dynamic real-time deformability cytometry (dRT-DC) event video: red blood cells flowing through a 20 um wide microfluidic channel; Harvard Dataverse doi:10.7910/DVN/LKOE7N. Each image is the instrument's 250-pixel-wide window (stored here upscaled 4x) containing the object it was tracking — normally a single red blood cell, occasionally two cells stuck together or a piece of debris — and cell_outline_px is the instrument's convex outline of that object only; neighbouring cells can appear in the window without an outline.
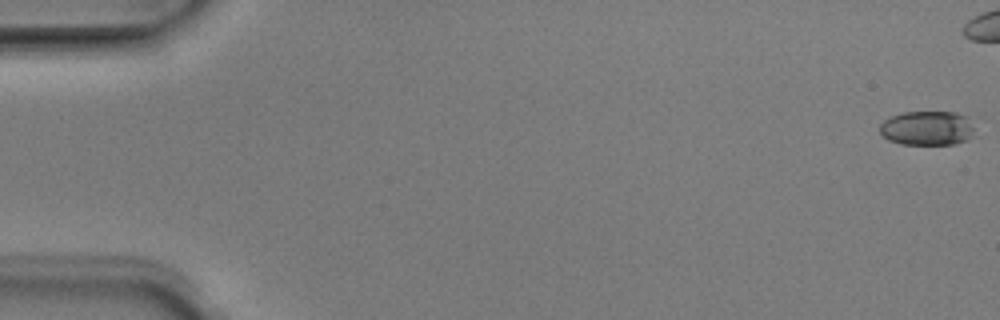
{"species": "Egyptian fruit bat (a non-hibernating species)", "species_latin": "Rousettus aegyptiacus", "temperature_condition": "room temperature", "stored_images_in_passage": 6, "camera_frame_rate_fps": 3000, "um_per_image_px": 0.085, "animal": {"sex": "male"}, "frame": {"image": 1, "passage_image": 1, "time_ms": 0.0, "image_size_px": [1000, 320], "cell_outline_px": [[972, 136], [964, 140], [952, 144], [900, 144], [888, 140], [880, 132], [880, 124], [884, 120], [892, 116], [904, 112], [956, 112], [968, 116], [972, 128]], "centroid_in_image_um": [78.79, 10.88], "position_along_channel_um": 6.2, "area_um2": 18.84}}
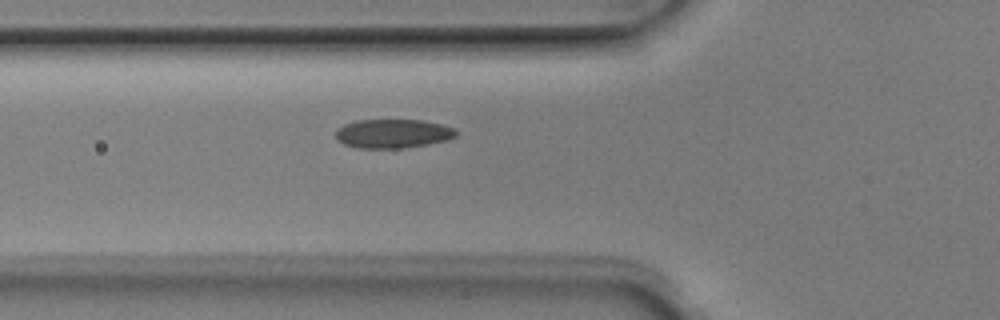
{"frame": {"image": 2, "passage_image": 6, "time_ms": 1.667, "image_size_px": [1000, 320], "cell_outline_px": [[456, 136], [448, 140], [428, 144], [400, 148], [356, 148], [344, 144], [336, 140], [336, 128], [344, 124], [356, 120], [420, 120], [444, 124], [456, 128]], "centroid_in_image_um": [33.39, 11.35], "position_along_channel_um": 92.4, "area_um2": 20.52}}